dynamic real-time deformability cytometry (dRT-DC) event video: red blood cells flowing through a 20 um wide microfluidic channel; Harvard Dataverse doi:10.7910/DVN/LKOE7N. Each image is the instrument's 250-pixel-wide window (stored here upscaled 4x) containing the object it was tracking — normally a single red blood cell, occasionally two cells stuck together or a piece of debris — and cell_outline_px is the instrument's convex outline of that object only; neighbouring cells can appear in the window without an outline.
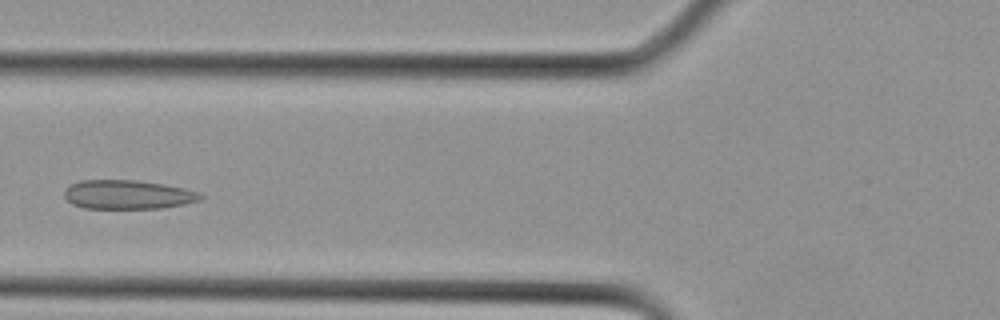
{"species": "Egyptian fruit bat (a non-hibernating species)", "species_latin": "Rousettus aegyptiacus", "temperature_condition": "cold", "stored_images_in_passage": 10, "camera_frame_rate_fps": 3000, "um_per_image_px": 0.085, "animal": {"sex": "female"}, "frame": {"image": 1, "passage_image": 9, "time_ms": 2.667, "image_size_px": [1000, 320], "cell_outline_px": [[204, 196], [200, 200], [184, 204], [160, 208], [84, 208], [72, 204], [64, 196], [64, 192], [72, 184], [80, 180], [136, 180], [164, 184], [184, 188], [200, 192]], "centroid_in_image_um": [10.89, 16.54], "position_along_channel_um": 114.9, "area_um2": 22.95}}